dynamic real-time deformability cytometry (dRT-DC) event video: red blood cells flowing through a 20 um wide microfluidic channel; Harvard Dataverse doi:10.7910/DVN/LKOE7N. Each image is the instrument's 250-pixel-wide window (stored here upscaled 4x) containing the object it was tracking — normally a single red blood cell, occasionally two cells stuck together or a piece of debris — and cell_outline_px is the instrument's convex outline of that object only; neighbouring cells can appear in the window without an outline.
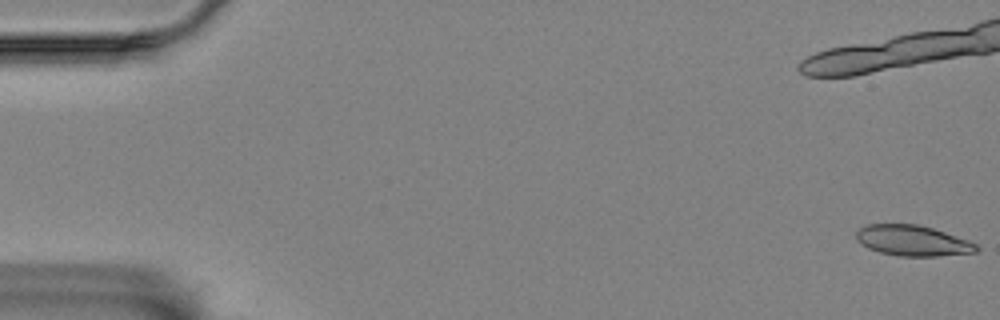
{"species": "Egyptian fruit bat (a non-hibernating species)", "species_latin": "Rousettus aegyptiacus", "temperature_condition": "room temperature", "stored_images_in_passage": 59, "camera_frame_rate_fps": 3000, "um_per_image_px": 0.085, "animal": {"sex": "female"}, "frame": {"image": 1, "passage_image": 1, "time_ms": 0.0, "image_size_px": [1000, 320], "cell_outline_px": [[980, 248], [976, 252], [940, 256], [900, 256], [880, 252], [868, 248], [860, 244], [856, 240], [856, 232], [860, 228], [868, 224], [916, 224], [932, 228], [968, 240], [976, 244]], "centroid_in_image_um": [77.56, 20.46], "position_along_channel_um": 7.4, "area_um2": 21.39}, "authors_computed_cell_mechanics": {"area_um2": 22.3686, "velocity_mm_per_s": 3.4403, "shape_relaxation_time_tau1_ms": 9.0711, "shape_relaxation_time_tau2_ms": 3.23, "deformation_change_tau1": 0.1751, "deformation_change_tau2": 0.0848}}